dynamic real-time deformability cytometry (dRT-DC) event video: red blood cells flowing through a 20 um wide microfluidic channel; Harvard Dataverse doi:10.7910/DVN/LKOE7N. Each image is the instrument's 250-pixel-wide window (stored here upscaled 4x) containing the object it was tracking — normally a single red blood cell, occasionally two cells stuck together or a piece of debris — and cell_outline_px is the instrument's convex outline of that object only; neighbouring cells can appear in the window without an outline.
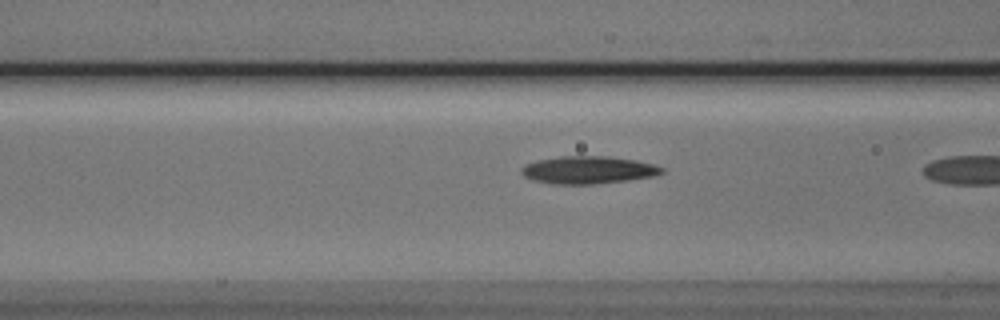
{"species": "Egyptian fruit bat (a non-hibernating species)", "species_latin": "Rousettus aegyptiacus", "temperature_condition": "cold", "stored_images_in_passage": 8, "segment_of_instrument_passage": [2, 2], "camera_frame_rate_fps": 3000, "um_per_image_px": 0.085, "animal": {"sex": "male"}, "frame": {"image": 1, "passage_image": 8, "time_ms": 9.0, "image_size_px": [1000, 320], "cell_outline_px": [[664, 172], [652, 176], [628, 180], [596, 184], [552, 184], [532, 180], [524, 176], [520, 172], [520, 168], [524, 164], [536, 160], [560, 156], [608, 156], [636, 160], [652, 164], [664, 168]], "centroid_in_image_um": [49.94, 14.44], "position_along_channel_um": 116.7, "area_um2": 22.72}}